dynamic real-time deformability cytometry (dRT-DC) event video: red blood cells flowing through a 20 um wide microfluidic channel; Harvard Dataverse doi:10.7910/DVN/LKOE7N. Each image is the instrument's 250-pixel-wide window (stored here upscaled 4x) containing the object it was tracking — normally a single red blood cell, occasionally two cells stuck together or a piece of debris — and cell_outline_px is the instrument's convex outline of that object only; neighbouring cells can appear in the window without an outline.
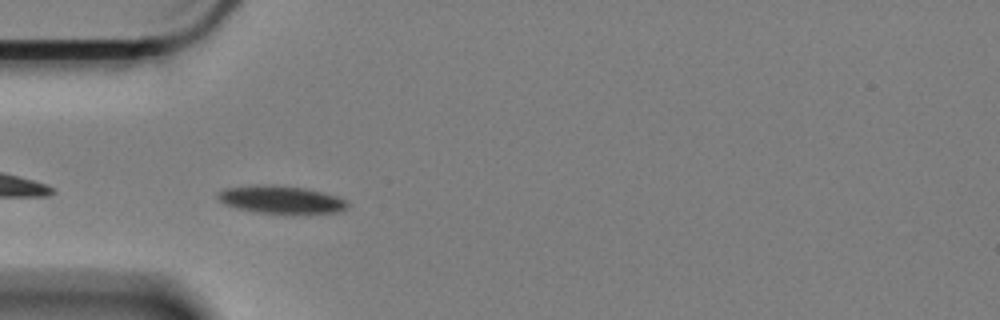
{"species": "Egyptian fruit bat (a non-hibernating species)", "species_latin": "Rousettus aegyptiacus", "temperature_condition": "cold", "stored_images_in_passage": 51, "camera_frame_rate_fps": 3000, "um_per_image_px": 0.085, "animal": {"sex": "female"}, "frame": {"image": 1, "passage_image": 5, "time_ms": 1.333, "image_size_px": [1000, 320], "cell_outline_px": [[352, 204], [344, 212], [260, 212], [236, 208], [224, 204], [216, 196], [216, 192], [224, 188], [252, 184], [276, 184], [308, 188], [340, 196], [348, 200]], "centroid_in_image_um": [23.93, 16.92], "position_along_channel_um": 61.1, "area_um2": 21.33}}
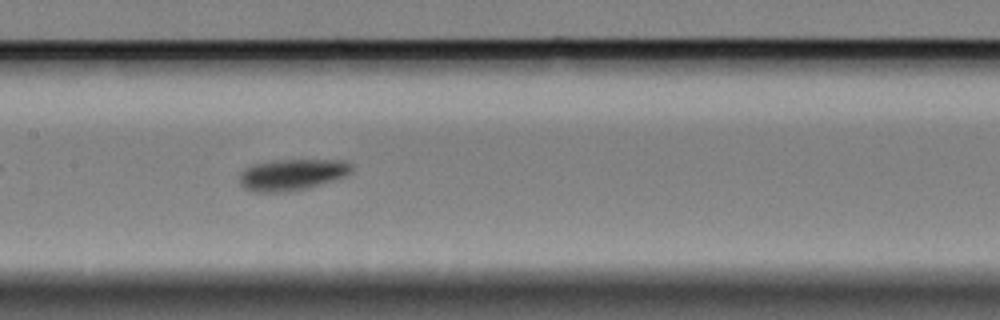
{"frame": {"image": 2, "passage_image": 18, "time_ms": 5.667, "image_size_px": [1000, 320], "cell_outline_px": [[352, 172], [344, 176], [332, 180], [304, 188], [280, 192], [256, 192], [244, 188], [240, 184], [240, 172], [256, 164], [276, 160], [344, 160], [352, 164]], "centroid_in_image_um": [24.83, 14.83], "position_along_channel_um": 182.6, "area_um2": 20.0}}
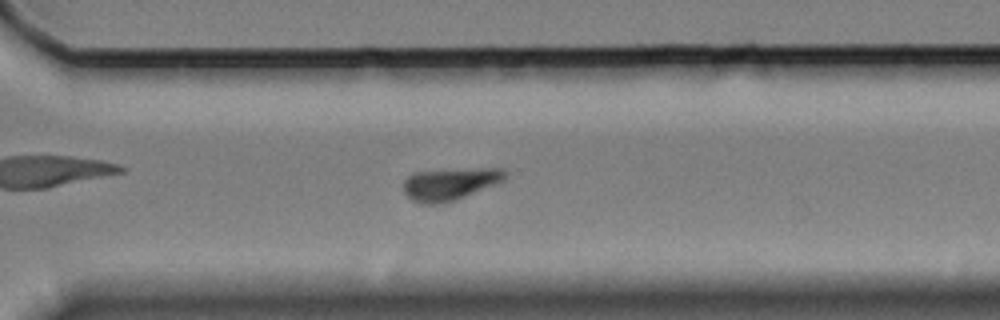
{"frame": {"image": 3, "passage_image": 32, "time_ms": 10.333, "image_size_px": [1000, 320], "cell_outline_px": [[508, 176], [504, 180], [496, 184], [456, 200], [440, 204], [424, 204], [412, 200], [404, 192], [404, 180], [412, 172], [480, 168], [504, 168], [508, 172]], "centroid_in_image_um": [38.28, 15.63], "position_along_channel_um": 332.3, "area_um2": 19.19}}